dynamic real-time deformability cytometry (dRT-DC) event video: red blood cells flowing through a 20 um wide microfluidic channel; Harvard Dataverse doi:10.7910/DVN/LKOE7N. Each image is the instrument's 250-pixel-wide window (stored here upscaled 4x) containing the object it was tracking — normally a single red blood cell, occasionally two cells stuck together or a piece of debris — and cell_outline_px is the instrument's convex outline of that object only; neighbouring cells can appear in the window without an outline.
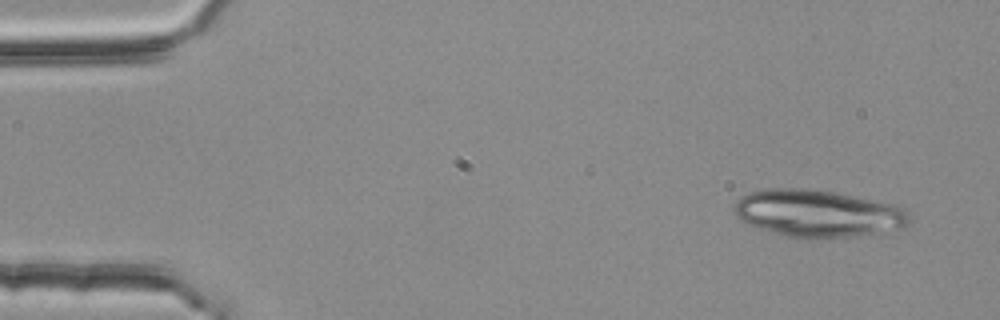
{"species": "common noctule bat (a hibernating species)", "species_latin": "Nyctalus noctula", "temperature_condition": "room temperature", "stored_images_in_passage": 4, "camera_frame_rate_fps": 3000, "um_per_image_px": 0.085, "animal": {"sex": "female", "body_mass_g": 25.1}, "frame": {"image": 1, "passage_image": 4, "time_ms": 1.0, "image_size_px": [1000, 320], "cell_outline_px": [[912, 224], [904, 228], [868, 236], [808, 240], [784, 236], [748, 224], [740, 220], [736, 216], [736, 200], [740, 196], [748, 192], [764, 188], [804, 188], [836, 192], [896, 204], [904, 208], [908, 212], [912, 220]], "centroid_in_image_um": [69.6, 18.17], "position_along_channel_um": 15.4, "area_um2": 49.59}}